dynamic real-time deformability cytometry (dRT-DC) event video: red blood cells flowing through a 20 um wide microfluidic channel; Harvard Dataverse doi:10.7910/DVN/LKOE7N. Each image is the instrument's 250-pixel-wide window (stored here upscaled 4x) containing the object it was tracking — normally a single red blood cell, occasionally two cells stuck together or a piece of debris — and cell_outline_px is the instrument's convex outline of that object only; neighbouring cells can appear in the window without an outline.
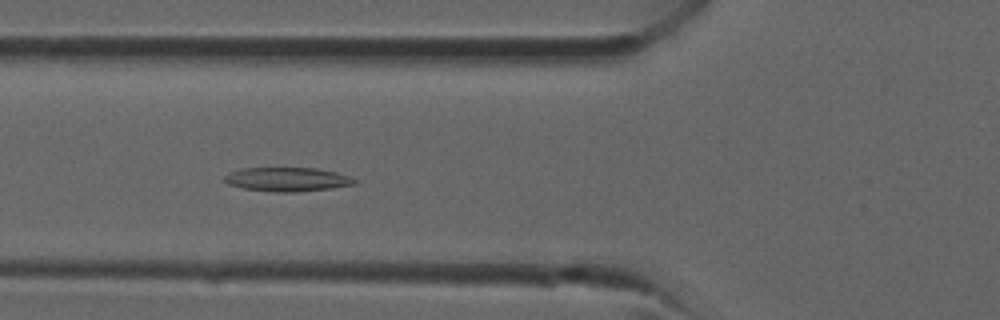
{"species": "common noctule bat (a hibernating species)", "species_latin": "Nyctalus noctula", "temperature_condition": "room temperature", "stored_images_in_passage": 36, "camera_frame_rate_fps": 3000, "um_per_image_px": 0.085, "animal": {"sex": "male", "forearm_length_mm": 52.5}, "frame": {"image": 1, "passage_image": 13, "time_ms": 4.0, "image_size_px": [1000, 320], "cell_outline_px": [[356, 184], [332, 188], [296, 192], [276, 192], [244, 188], [228, 184], [224, 180], [224, 176], [228, 172], [240, 168], [316, 168], [336, 172], [348, 176], [356, 180]], "centroid_in_image_um": [24.4, 15.24], "position_along_channel_um": 101.4, "area_um2": 18.15}}
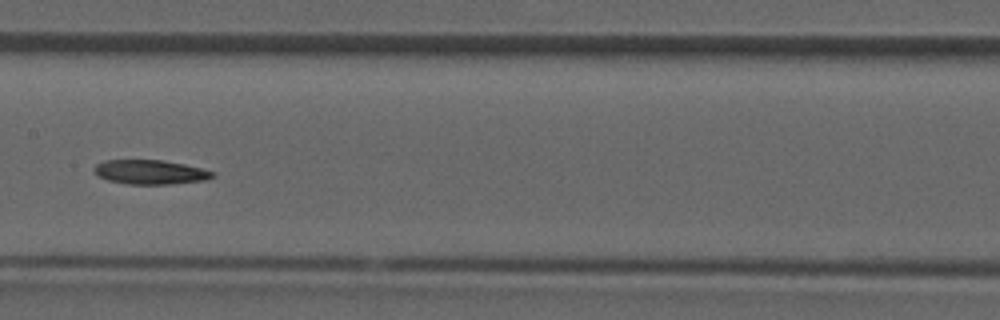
{"frame": {"image": 2, "passage_image": 18, "time_ms": 5.667, "image_size_px": [1000, 320], "cell_outline_px": [[216, 176], [204, 180], [168, 184], [128, 184], [108, 180], [100, 176], [92, 168], [96, 164], [104, 160], [160, 160], [184, 164], [216, 172]], "centroid_in_image_um": [12.78, 14.62], "position_along_channel_um": 194.6, "area_um2": 16.65}}
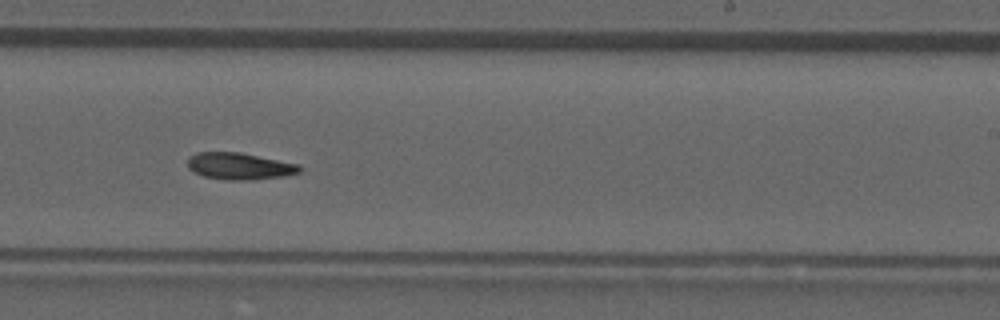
{"frame": {"image": 3, "passage_image": 22, "time_ms": 7.0, "image_size_px": [1000, 320], "cell_outline_px": [[304, 168], [300, 172], [284, 176], [244, 180], [228, 180], [204, 176], [188, 168], [188, 156], [196, 152], [240, 152], [300, 164]], "centroid_in_image_um": [20.38, 14.11], "position_along_channel_um": 268.6, "area_um2": 17.51}}